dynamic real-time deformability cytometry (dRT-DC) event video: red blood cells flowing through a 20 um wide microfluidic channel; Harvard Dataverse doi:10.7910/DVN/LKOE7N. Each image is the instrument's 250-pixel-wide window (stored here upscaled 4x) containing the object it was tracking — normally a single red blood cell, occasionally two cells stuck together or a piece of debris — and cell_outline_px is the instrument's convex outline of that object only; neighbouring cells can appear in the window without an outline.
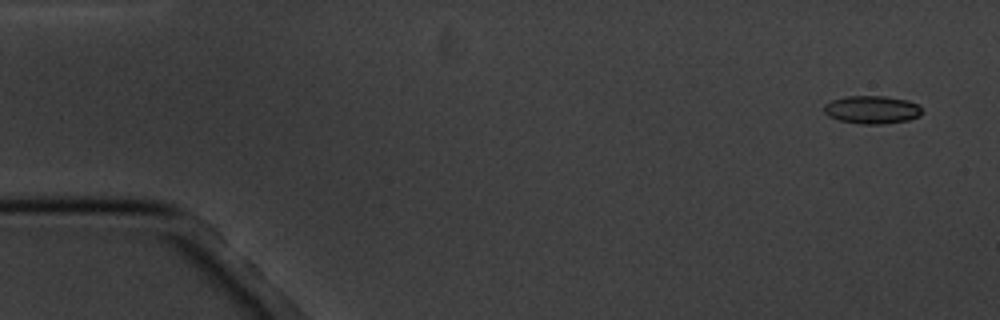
{"species": "common noctule bat (a hibernating species)", "species_latin": "Nyctalus noctula", "temperature_condition": "cold", "stored_images_in_passage": 5, "camera_frame_rate_fps": 3000, "um_per_image_px": 0.085, "animal": {"sex": "male", "body_mass_g": 20.1, "forearm_length_mm": 53.5}, "frame": {"image": 1, "passage_image": 1, "time_ms": 0.0, "image_size_px": [1000, 320], "cell_outline_px": [[924, 112], [920, 116], [908, 120], [880, 124], [860, 124], [840, 120], [828, 116], [824, 112], [824, 104], [832, 100], [844, 96], [884, 96], [908, 100], [920, 104]], "centroid_in_image_um": [74.15, 9.32], "position_along_channel_um": 10.8, "area_um2": 16.18}}
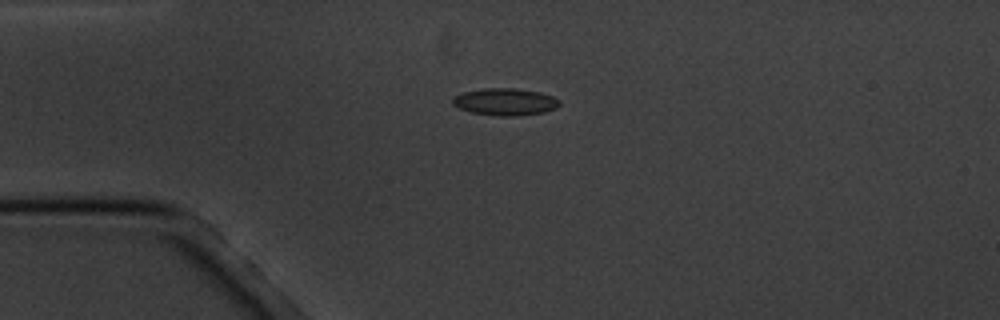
{"frame": {"image": 2, "passage_image": 4, "time_ms": 3.667, "image_size_px": [1000, 320], "cell_outline_px": [[560, 104], [556, 108], [544, 112], [512, 116], [496, 116], [472, 112], [460, 108], [452, 104], [452, 100], [456, 96], [464, 92], [484, 88], [516, 88], [540, 92], [552, 96], [560, 100]], "centroid_in_image_um": [42.96, 8.65], "position_along_channel_um": 42.0, "area_um2": 16.76}}